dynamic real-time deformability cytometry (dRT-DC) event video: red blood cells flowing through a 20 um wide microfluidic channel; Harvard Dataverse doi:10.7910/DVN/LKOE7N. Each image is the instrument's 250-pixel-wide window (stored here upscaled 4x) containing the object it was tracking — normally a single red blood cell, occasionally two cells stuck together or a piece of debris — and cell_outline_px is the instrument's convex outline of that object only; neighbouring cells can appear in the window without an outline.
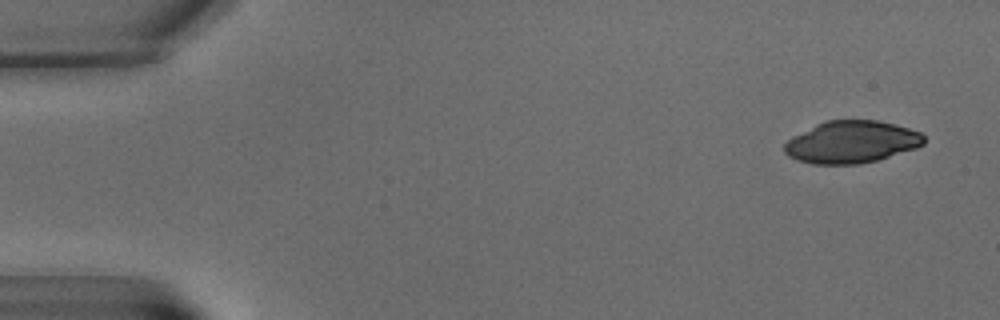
{"species": "common noctule bat (a hibernating species)", "species_latin": "Nyctalus noctula", "temperature_condition": "warm", "stored_images_in_passage": 7, "camera_frame_rate_fps": 3000, "um_per_image_px": 0.085, "animal": {"sex": "male", "body_mass_g": 15.6}, "frame": {"image": 1, "passage_image": 1, "time_ms": 0.0, "image_size_px": [1000, 320], "cell_outline_px": [[924, 144], [916, 148], [876, 160], [860, 164], [812, 164], [796, 160], [788, 156], [784, 152], [784, 144], [792, 136], [816, 124], [828, 120], [876, 120], [908, 128], [920, 132], [924, 136]], "centroid_in_image_um": [72.34, 12.08], "position_along_channel_um": 12.7, "area_um2": 34.22}}